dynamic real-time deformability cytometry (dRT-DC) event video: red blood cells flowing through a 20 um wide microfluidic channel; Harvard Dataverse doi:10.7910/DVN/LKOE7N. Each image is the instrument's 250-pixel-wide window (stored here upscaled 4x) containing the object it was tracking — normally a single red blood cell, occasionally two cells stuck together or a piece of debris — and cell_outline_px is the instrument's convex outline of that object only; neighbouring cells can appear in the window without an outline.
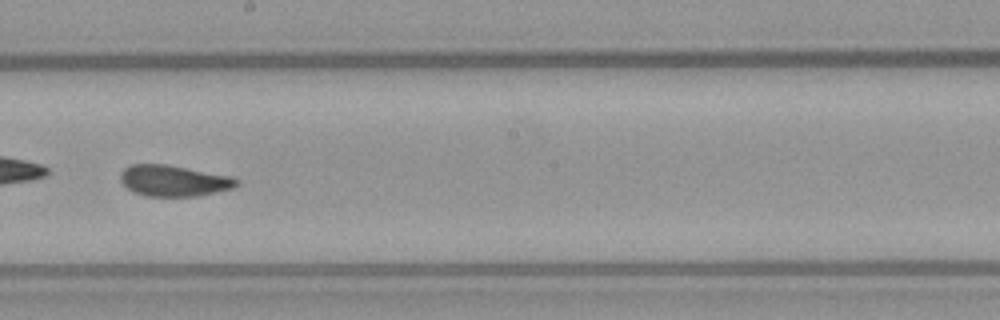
{"species": "common noctule bat (a hibernating species)", "species_latin": "Nyctalus noctula", "temperature_condition": "warm", "stored_images_in_passage": 51, "camera_frame_rate_fps": 3000, "um_per_image_px": 0.085, "animal": {"sex": "female", "body_mass_g": 21.9}, "frame": {"image": 1, "passage_image": 30, "time_ms": 9.667, "image_size_px": [1000, 320], "cell_outline_px": [[240, 184], [232, 188], [200, 196], [148, 196], [132, 192], [120, 180], [120, 172], [124, 168], [132, 164], [164, 164], [232, 176], [240, 180]], "centroid_in_image_um": [14.78, 15.36], "position_along_channel_um": 233.4, "area_um2": 21.1}, "authors_computed_cell_mechanics": {"area_um2": 21.1548, "velocity_mm_per_s": 4.0194, "shape_relaxation_time_tau1_ms": 7.5078, "shape_relaxation_time_tau2_ms": 1.488, "deformation_change_tau1": 0.1553, "deformation_change_tau2": 0.061}}